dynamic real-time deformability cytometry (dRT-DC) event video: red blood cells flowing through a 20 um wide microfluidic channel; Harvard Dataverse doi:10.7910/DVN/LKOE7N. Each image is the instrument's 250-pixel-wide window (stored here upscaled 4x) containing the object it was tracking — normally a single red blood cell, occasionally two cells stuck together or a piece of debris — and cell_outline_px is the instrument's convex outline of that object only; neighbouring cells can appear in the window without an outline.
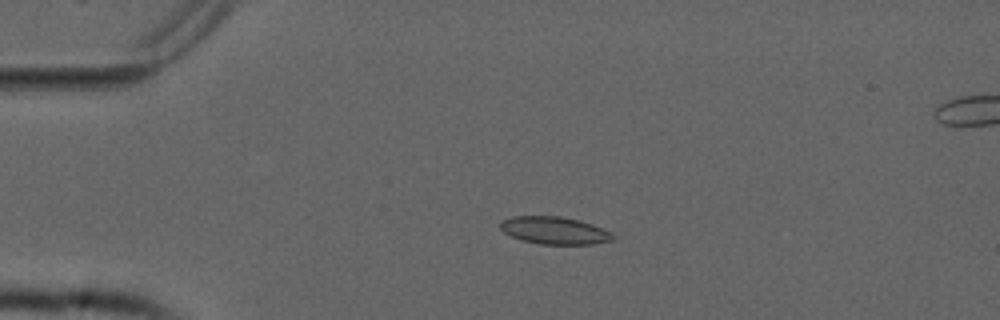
{"species": "common noctule bat (a hibernating species)", "species_latin": "Nyctalus noctula", "temperature_condition": "cold", "stored_images_in_passage": 48, "camera_frame_rate_fps": 3000, "um_per_image_px": 0.085, "animal": {"sex": "male", "forearm_length_mm": 52.5}, "frame": {"image": 1, "passage_image": 6, "time_ms": 1.667, "image_size_px": [1000, 320], "cell_outline_px": [[616, 240], [592, 244], [540, 244], [520, 240], [504, 232], [500, 228], [500, 220], [512, 216], [560, 216], [580, 220], [592, 224], [616, 236]], "centroid_in_image_um": [47.11, 19.59], "position_along_channel_um": 37.9, "area_um2": 18.09}}
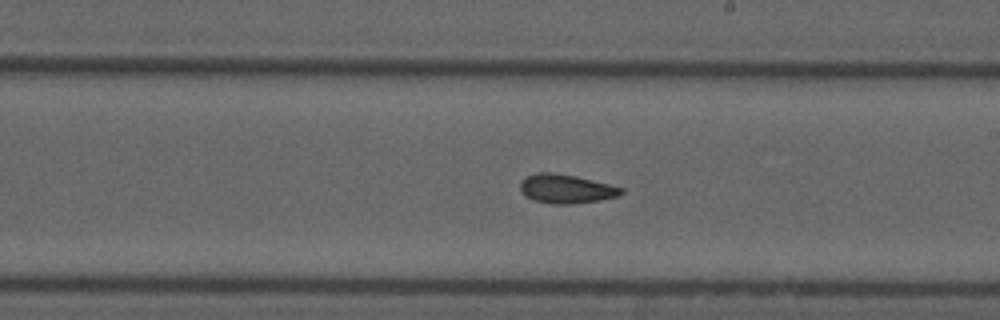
{"frame": {"image": 2, "passage_image": 25, "time_ms": 8.0, "image_size_px": [1000, 320], "cell_outline_px": [[624, 192], [620, 196], [600, 200], [568, 204], [552, 204], [536, 200], [520, 192], [520, 180], [528, 176], [540, 172], [552, 172], [576, 176], [624, 188]], "centroid_in_image_um": [48.14, 16.04], "position_along_channel_um": 240.9, "area_um2": 16.94}}
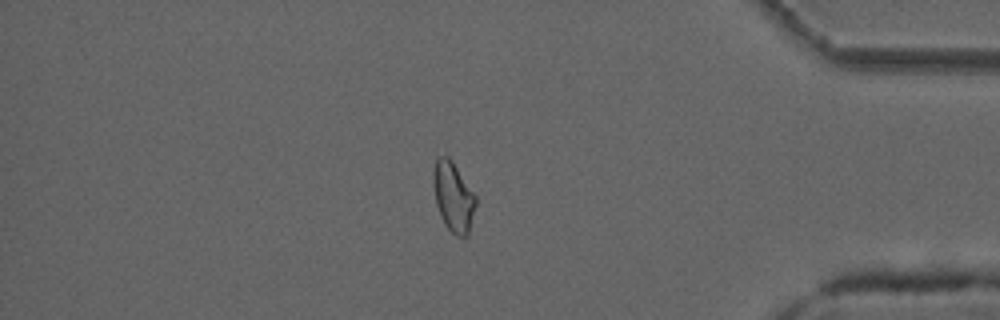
{"frame": {"image": 3, "passage_image": 40, "time_ms": 13.0, "image_size_px": [1000, 320], "cell_outline_px": [[476, 204], [468, 236], [456, 236], [444, 224], [440, 216], [436, 204], [432, 184], [432, 172], [436, 156], [448, 156], [452, 160], [476, 196]], "centroid_in_image_um": [38.5, 16.7], "position_along_channel_um": 396.7, "area_um2": 17.46}, "authors_computed_cell_mechanics": {"area_um2": 17.2822, "velocity_mm_per_s": 3.756, "shape_relaxation_time_tau1_ms": null, "shape_relaxation_time_tau2_ms": 3.4451, "deformation_change_tau1": null, "deformation_change_tau2": 0.0963}}